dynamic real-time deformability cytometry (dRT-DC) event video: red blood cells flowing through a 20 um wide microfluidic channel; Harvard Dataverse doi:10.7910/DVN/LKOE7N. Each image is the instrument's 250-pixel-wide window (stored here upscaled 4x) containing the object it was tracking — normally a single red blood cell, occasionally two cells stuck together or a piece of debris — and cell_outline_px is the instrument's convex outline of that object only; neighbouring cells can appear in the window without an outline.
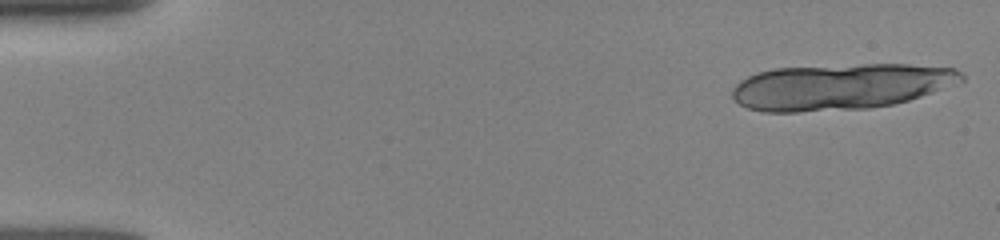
{"species": "human", "species_latin": "Homo sapiens", "temperature_condition": "room temperature", "stored_images_in_passage": 16, "camera_frame_rate_fps": 3000, "um_per_image_px": 0.085, "donor": {"sex": "female"}, "frame": {"image": 1, "passage_image": 1, "time_ms": 0.0, "image_size_px": [1000, 240], "cell_outline_px": [[964, 80], [932, 92], [908, 100], [892, 104], [868, 108], [796, 112], [764, 112], [748, 108], [740, 104], [732, 96], [732, 88], [740, 80], [756, 72], [776, 68], [864, 64], [908, 64], [956, 68], [964, 76]], "centroid_in_image_um": [71.41, 7.36], "position_along_channel_um": 13.6, "area_um2": 61.33}}